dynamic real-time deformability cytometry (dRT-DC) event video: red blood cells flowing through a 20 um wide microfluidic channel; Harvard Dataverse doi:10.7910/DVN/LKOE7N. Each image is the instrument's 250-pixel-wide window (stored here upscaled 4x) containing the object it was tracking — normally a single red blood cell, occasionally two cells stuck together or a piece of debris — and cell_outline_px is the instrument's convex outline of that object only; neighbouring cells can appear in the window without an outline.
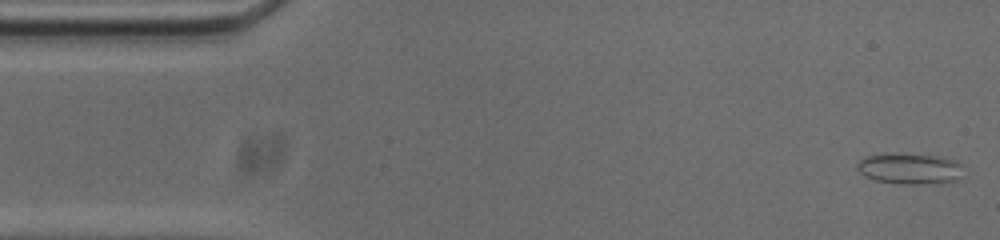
{"species": "common noctule bat (a hibernating species)", "species_latin": "Nyctalus noctula", "temperature_condition": "cold", "stored_images_in_passage": 53, "camera_frame_rate_fps": 3000, "um_per_image_px": 0.085, "animal": {"sex": "male", "body_mass_g": 20.0, "forearm_length_mm": 53.3}, "frame": {"image": 1, "passage_image": 1, "time_ms": 0.0, "image_size_px": [1000, 240], "cell_outline_px": [[960, 164], [956, 180], [920, 184], [900, 184], [876, 180], [864, 176], [856, 168], [856, 164], [864, 156], [944, 156], [956, 160]], "centroid_in_image_um": [77.28, 14.37], "position_along_channel_um": 7.7, "area_um2": 18.03}}
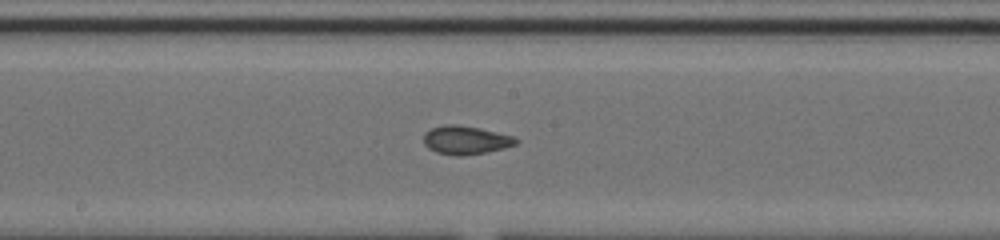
{"frame": {"image": 2, "passage_image": 26, "time_ms": 8.333, "image_size_px": [1000, 240], "cell_outline_px": [[520, 140], [516, 144], [504, 148], [484, 152], [460, 156], [436, 152], [428, 148], [424, 144], [424, 132], [432, 128], [444, 124], [456, 124], [480, 128], [512, 136]], "centroid_in_image_um": [39.56, 11.89], "position_along_channel_um": 208.6, "area_um2": 15.2}}
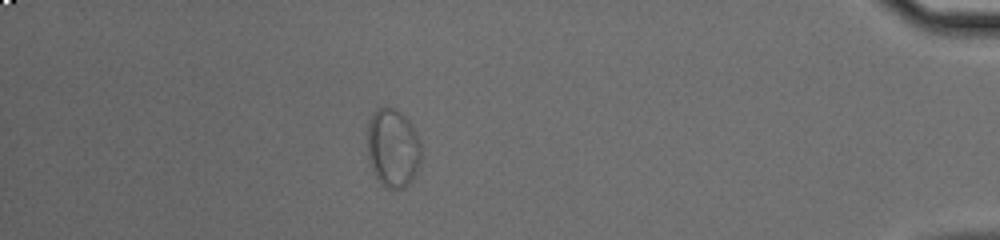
{"frame": {"image": 3, "passage_image": 46, "time_ms": 15.0, "image_size_px": [1000, 240], "cell_outline_px": [[420, 160], [416, 172], [412, 180], [404, 188], [388, 188], [380, 184], [368, 160], [368, 120], [380, 108], [388, 104], [396, 108], [412, 124], [420, 140]], "centroid_in_image_um": [33.4, 12.56], "position_along_channel_um": 401.8, "area_um2": 24.74}}